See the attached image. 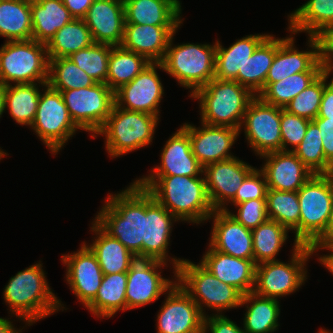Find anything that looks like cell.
Listing matches in <instances>:
<instances>
[{
  "instance_id": "cell-35",
  "label": "cell",
  "mask_w": 333,
  "mask_h": 333,
  "mask_svg": "<svg viewBox=\"0 0 333 333\" xmlns=\"http://www.w3.org/2000/svg\"><path fill=\"white\" fill-rule=\"evenodd\" d=\"M127 272L104 274L96 297L86 306L98 318L113 317L118 311L127 310Z\"/></svg>"
},
{
  "instance_id": "cell-59",
  "label": "cell",
  "mask_w": 333,
  "mask_h": 333,
  "mask_svg": "<svg viewBox=\"0 0 333 333\" xmlns=\"http://www.w3.org/2000/svg\"><path fill=\"white\" fill-rule=\"evenodd\" d=\"M7 156L9 154H7L6 152H4L2 149H0V160L4 157V156Z\"/></svg>"
},
{
  "instance_id": "cell-48",
  "label": "cell",
  "mask_w": 333,
  "mask_h": 333,
  "mask_svg": "<svg viewBox=\"0 0 333 333\" xmlns=\"http://www.w3.org/2000/svg\"><path fill=\"white\" fill-rule=\"evenodd\" d=\"M235 206L237 214L227 212L247 229L253 230L268 219L266 199L249 200Z\"/></svg>"
},
{
  "instance_id": "cell-26",
  "label": "cell",
  "mask_w": 333,
  "mask_h": 333,
  "mask_svg": "<svg viewBox=\"0 0 333 333\" xmlns=\"http://www.w3.org/2000/svg\"><path fill=\"white\" fill-rule=\"evenodd\" d=\"M201 264L220 281L234 286L242 294L253 292L255 285L254 259H240L214 250L210 245Z\"/></svg>"
},
{
  "instance_id": "cell-38",
  "label": "cell",
  "mask_w": 333,
  "mask_h": 333,
  "mask_svg": "<svg viewBox=\"0 0 333 333\" xmlns=\"http://www.w3.org/2000/svg\"><path fill=\"white\" fill-rule=\"evenodd\" d=\"M149 64L150 62L140 54L122 46H112L106 84L115 92L122 85L131 82Z\"/></svg>"
},
{
  "instance_id": "cell-47",
  "label": "cell",
  "mask_w": 333,
  "mask_h": 333,
  "mask_svg": "<svg viewBox=\"0 0 333 333\" xmlns=\"http://www.w3.org/2000/svg\"><path fill=\"white\" fill-rule=\"evenodd\" d=\"M310 120L281 111L280 130L282 139V151H294L303 140ZM292 145L289 149L288 146Z\"/></svg>"
},
{
  "instance_id": "cell-54",
  "label": "cell",
  "mask_w": 333,
  "mask_h": 333,
  "mask_svg": "<svg viewBox=\"0 0 333 333\" xmlns=\"http://www.w3.org/2000/svg\"><path fill=\"white\" fill-rule=\"evenodd\" d=\"M75 19H83L94 0H62Z\"/></svg>"
},
{
  "instance_id": "cell-5",
  "label": "cell",
  "mask_w": 333,
  "mask_h": 333,
  "mask_svg": "<svg viewBox=\"0 0 333 333\" xmlns=\"http://www.w3.org/2000/svg\"><path fill=\"white\" fill-rule=\"evenodd\" d=\"M174 35L175 33L161 62L162 70L173 76L182 87L190 88V97L214 79L216 42L212 45L194 43L173 45Z\"/></svg>"
},
{
  "instance_id": "cell-23",
  "label": "cell",
  "mask_w": 333,
  "mask_h": 333,
  "mask_svg": "<svg viewBox=\"0 0 333 333\" xmlns=\"http://www.w3.org/2000/svg\"><path fill=\"white\" fill-rule=\"evenodd\" d=\"M83 20L94 43L121 46L125 29L123 0H94Z\"/></svg>"
},
{
  "instance_id": "cell-10",
  "label": "cell",
  "mask_w": 333,
  "mask_h": 333,
  "mask_svg": "<svg viewBox=\"0 0 333 333\" xmlns=\"http://www.w3.org/2000/svg\"><path fill=\"white\" fill-rule=\"evenodd\" d=\"M300 245L311 246L326 230L333 206V173L314 174L298 191Z\"/></svg>"
},
{
  "instance_id": "cell-27",
  "label": "cell",
  "mask_w": 333,
  "mask_h": 333,
  "mask_svg": "<svg viewBox=\"0 0 333 333\" xmlns=\"http://www.w3.org/2000/svg\"><path fill=\"white\" fill-rule=\"evenodd\" d=\"M179 27L125 24L121 46L140 54L150 63H161L169 41Z\"/></svg>"
},
{
  "instance_id": "cell-15",
  "label": "cell",
  "mask_w": 333,
  "mask_h": 333,
  "mask_svg": "<svg viewBox=\"0 0 333 333\" xmlns=\"http://www.w3.org/2000/svg\"><path fill=\"white\" fill-rule=\"evenodd\" d=\"M178 221L145 189L144 240L142 241V259L170 262L175 270L184 260L169 258L168 246L174 222ZM169 259V260H168ZM171 259V260H170Z\"/></svg>"
},
{
  "instance_id": "cell-4",
  "label": "cell",
  "mask_w": 333,
  "mask_h": 333,
  "mask_svg": "<svg viewBox=\"0 0 333 333\" xmlns=\"http://www.w3.org/2000/svg\"><path fill=\"white\" fill-rule=\"evenodd\" d=\"M190 97L199 100L201 122L240 130L247 107L256 96L237 81L214 78Z\"/></svg>"
},
{
  "instance_id": "cell-56",
  "label": "cell",
  "mask_w": 333,
  "mask_h": 333,
  "mask_svg": "<svg viewBox=\"0 0 333 333\" xmlns=\"http://www.w3.org/2000/svg\"><path fill=\"white\" fill-rule=\"evenodd\" d=\"M331 243H333V206L325 232L313 244H331Z\"/></svg>"
},
{
  "instance_id": "cell-2",
  "label": "cell",
  "mask_w": 333,
  "mask_h": 333,
  "mask_svg": "<svg viewBox=\"0 0 333 333\" xmlns=\"http://www.w3.org/2000/svg\"><path fill=\"white\" fill-rule=\"evenodd\" d=\"M144 216L145 189L134 181L125 190L109 194L94 221L137 259H142Z\"/></svg>"
},
{
  "instance_id": "cell-52",
  "label": "cell",
  "mask_w": 333,
  "mask_h": 333,
  "mask_svg": "<svg viewBox=\"0 0 333 333\" xmlns=\"http://www.w3.org/2000/svg\"><path fill=\"white\" fill-rule=\"evenodd\" d=\"M331 71L325 69V87L323 91L320 109L316 118H327V121H333V77L330 83H326Z\"/></svg>"
},
{
  "instance_id": "cell-39",
  "label": "cell",
  "mask_w": 333,
  "mask_h": 333,
  "mask_svg": "<svg viewBox=\"0 0 333 333\" xmlns=\"http://www.w3.org/2000/svg\"><path fill=\"white\" fill-rule=\"evenodd\" d=\"M93 39L83 19H73L60 30L46 45L48 58L69 57L72 53L90 47Z\"/></svg>"
},
{
  "instance_id": "cell-60",
  "label": "cell",
  "mask_w": 333,
  "mask_h": 333,
  "mask_svg": "<svg viewBox=\"0 0 333 333\" xmlns=\"http://www.w3.org/2000/svg\"><path fill=\"white\" fill-rule=\"evenodd\" d=\"M319 333H333L332 331H327V329H322L319 330Z\"/></svg>"
},
{
  "instance_id": "cell-40",
  "label": "cell",
  "mask_w": 333,
  "mask_h": 333,
  "mask_svg": "<svg viewBox=\"0 0 333 333\" xmlns=\"http://www.w3.org/2000/svg\"><path fill=\"white\" fill-rule=\"evenodd\" d=\"M267 217L295 233L294 242L300 245V204L297 192L268 189L266 193Z\"/></svg>"
},
{
  "instance_id": "cell-16",
  "label": "cell",
  "mask_w": 333,
  "mask_h": 333,
  "mask_svg": "<svg viewBox=\"0 0 333 333\" xmlns=\"http://www.w3.org/2000/svg\"><path fill=\"white\" fill-rule=\"evenodd\" d=\"M167 263L158 260L137 259L127 271V310L145 306L166 294L176 280L162 277L159 268Z\"/></svg>"
},
{
  "instance_id": "cell-43",
  "label": "cell",
  "mask_w": 333,
  "mask_h": 333,
  "mask_svg": "<svg viewBox=\"0 0 333 333\" xmlns=\"http://www.w3.org/2000/svg\"><path fill=\"white\" fill-rule=\"evenodd\" d=\"M96 81L68 57L49 58L47 84L55 90H71L94 85Z\"/></svg>"
},
{
  "instance_id": "cell-49",
  "label": "cell",
  "mask_w": 333,
  "mask_h": 333,
  "mask_svg": "<svg viewBox=\"0 0 333 333\" xmlns=\"http://www.w3.org/2000/svg\"><path fill=\"white\" fill-rule=\"evenodd\" d=\"M268 187L264 173L258 168H254L243 180L235 198L230 202L237 205L255 199H266Z\"/></svg>"
},
{
  "instance_id": "cell-14",
  "label": "cell",
  "mask_w": 333,
  "mask_h": 333,
  "mask_svg": "<svg viewBox=\"0 0 333 333\" xmlns=\"http://www.w3.org/2000/svg\"><path fill=\"white\" fill-rule=\"evenodd\" d=\"M294 40L292 33L289 37H277V51L265 80V88L270 83L278 82L295 73L325 70L320 37L309 36V51H299L294 45Z\"/></svg>"
},
{
  "instance_id": "cell-22",
  "label": "cell",
  "mask_w": 333,
  "mask_h": 333,
  "mask_svg": "<svg viewBox=\"0 0 333 333\" xmlns=\"http://www.w3.org/2000/svg\"><path fill=\"white\" fill-rule=\"evenodd\" d=\"M265 159L260 170L268 189L297 192L314 174L292 151H275L261 155Z\"/></svg>"
},
{
  "instance_id": "cell-31",
  "label": "cell",
  "mask_w": 333,
  "mask_h": 333,
  "mask_svg": "<svg viewBox=\"0 0 333 333\" xmlns=\"http://www.w3.org/2000/svg\"><path fill=\"white\" fill-rule=\"evenodd\" d=\"M32 39L47 45L74 17L62 0H31Z\"/></svg>"
},
{
  "instance_id": "cell-44",
  "label": "cell",
  "mask_w": 333,
  "mask_h": 333,
  "mask_svg": "<svg viewBox=\"0 0 333 333\" xmlns=\"http://www.w3.org/2000/svg\"><path fill=\"white\" fill-rule=\"evenodd\" d=\"M320 134L317 125L310 121L303 140L293 153L313 174H332L333 167L325 160Z\"/></svg>"
},
{
  "instance_id": "cell-51",
  "label": "cell",
  "mask_w": 333,
  "mask_h": 333,
  "mask_svg": "<svg viewBox=\"0 0 333 333\" xmlns=\"http://www.w3.org/2000/svg\"><path fill=\"white\" fill-rule=\"evenodd\" d=\"M312 121L321 132L325 160L333 167V121H327V118H315Z\"/></svg>"
},
{
  "instance_id": "cell-13",
  "label": "cell",
  "mask_w": 333,
  "mask_h": 333,
  "mask_svg": "<svg viewBox=\"0 0 333 333\" xmlns=\"http://www.w3.org/2000/svg\"><path fill=\"white\" fill-rule=\"evenodd\" d=\"M283 109L264 103L258 96L249 103L239 131L244 127L248 145L258 156L282 151L280 119Z\"/></svg>"
},
{
  "instance_id": "cell-7",
  "label": "cell",
  "mask_w": 333,
  "mask_h": 333,
  "mask_svg": "<svg viewBox=\"0 0 333 333\" xmlns=\"http://www.w3.org/2000/svg\"><path fill=\"white\" fill-rule=\"evenodd\" d=\"M182 289L197 303L206 317L203 307H209L222 315V311L240 307L242 293L234 286L216 278L201 263L184 259L176 270L174 277ZM204 311V312H203Z\"/></svg>"
},
{
  "instance_id": "cell-8",
  "label": "cell",
  "mask_w": 333,
  "mask_h": 333,
  "mask_svg": "<svg viewBox=\"0 0 333 333\" xmlns=\"http://www.w3.org/2000/svg\"><path fill=\"white\" fill-rule=\"evenodd\" d=\"M48 69L47 47L34 39L5 41L0 48V81L4 85L38 83L44 88Z\"/></svg>"
},
{
  "instance_id": "cell-19",
  "label": "cell",
  "mask_w": 333,
  "mask_h": 333,
  "mask_svg": "<svg viewBox=\"0 0 333 333\" xmlns=\"http://www.w3.org/2000/svg\"><path fill=\"white\" fill-rule=\"evenodd\" d=\"M254 168L237 157L203 167L207 194L214 210L229 211L225 204L235 198L243 180Z\"/></svg>"
},
{
  "instance_id": "cell-42",
  "label": "cell",
  "mask_w": 333,
  "mask_h": 333,
  "mask_svg": "<svg viewBox=\"0 0 333 333\" xmlns=\"http://www.w3.org/2000/svg\"><path fill=\"white\" fill-rule=\"evenodd\" d=\"M322 72L295 73L278 82L270 83L258 97L267 104L285 106L313 82Z\"/></svg>"
},
{
  "instance_id": "cell-25",
  "label": "cell",
  "mask_w": 333,
  "mask_h": 333,
  "mask_svg": "<svg viewBox=\"0 0 333 333\" xmlns=\"http://www.w3.org/2000/svg\"><path fill=\"white\" fill-rule=\"evenodd\" d=\"M161 164L152 168L148 176H187L203 174V166L193 155L188 131L181 126L163 146Z\"/></svg>"
},
{
  "instance_id": "cell-12",
  "label": "cell",
  "mask_w": 333,
  "mask_h": 333,
  "mask_svg": "<svg viewBox=\"0 0 333 333\" xmlns=\"http://www.w3.org/2000/svg\"><path fill=\"white\" fill-rule=\"evenodd\" d=\"M73 122L92 138L102 128L115 104V92L107 84L95 83L90 87L58 90ZM94 134V135H93Z\"/></svg>"
},
{
  "instance_id": "cell-45",
  "label": "cell",
  "mask_w": 333,
  "mask_h": 333,
  "mask_svg": "<svg viewBox=\"0 0 333 333\" xmlns=\"http://www.w3.org/2000/svg\"><path fill=\"white\" fill-rule=\"evenodd\" d=\"M111 48L112 45L93 43L88 48L72 53L68 58L97 83L106 84Z\"/></svg>"
},
{
  "instance_id": "cell-46",
  "label": "cell",
  "mask_w": 333,
  "mask_h": 333,
  "mask_svg": "<svg viewBox=\"0 0 333 333\" xmlns=\"http://www.w3.org/2000/svg\"><path fill=\"white\" fill-rule=\"evenodd\" d=\"M325 87V70L284 108L288 113L310 121L318 116Z\"/></svg>"
},
{
  "instance_id": "cell-18",
  "label": "cell",
  "mask_w": 333,
  "mask_h": 333,
  "mask_svg": "<svg viewBox=\"0 0 333 333\" xmlns=\"http://www.w3.org/2000/svg\"><path fill=\"white\" fill-rule=\"evenodd\" d=\"M162 69L161 63H150L131 82L115 91V104L128 111L144 112L160 116L159 104L164 89L157 73Z\"/></svg>"
},
{
  "instance_id": "cell-34",
  "label": "cell",
  "mask_w": 333,
  "mask_h": 333,
  "mask_svg": "<svg viewBox=\"0 0 333 333\" xmlns=\"http://www.w3.org/2000/svg\"><path fill=\"white\" fill-rule=\"evenodd\" d=\"M242 305H247L243 318L244 333H272L278 329L280 315L278 299L249 292L242 295L240 306Z\"/></svg>"
},
{
  "instance_id": "cell-32",
  "label": "cell",
  "mask_w": 333,
  "mask_h": 333,
  "mask_svg": "<svg viewBox=\"0 0 333 333\" xmlns=\"http://www.w3.org/2000/svg\"><path fill=\"white\" fill-rule=\"evenodd\" d=\"M288 17L292 34L306 32L320 37L333 26V0H308Z\"/></svg>"
},
{
  "instance_id": "cell-29",
  "label": "cell",
  "mask_w": 333,
  "mask_h": 333,
  "mask_svg": "<svg viewBox=\"0 0 333 333\" xmlns=\"http://www.w3.org/2000/svg\"><path fill=\"white\" fill-rule=\"evenodd\" d=\"M91 231L95 233L93 243L87 246L95 254L103 274L127 272L137 257L118 239L111 237L94 220Z\"/></svg>"
},
{
  "instance_id": "cell-20",
  "label": "cell",
  "mask_w": 333,
  "mask_h": 333,
  "mask_svg": "<svg viewBox=\"0 0 333 333\" xmlns=\"http://www.w3.org/2000/svg\"><path fill=\"white\" fill-rule=\"evenodd\" d=\"M61 258L67 267L65 279L70 289L86 307L96 297L104 276L95 254L83 242L77 252Z\"/></svg>"
},
{
  "instance_id": "cell-37",
  "label": "cell",
  "mask_w": 333,
  "mask_h": 333,
  "mask_svg": "<svg viewBox=\"0 0 333 333\" xmlns=\"http://www.w3.org/2000/svg\"><path fill=\"white\" fill-rule=\"evenodd\" d=\"M38 87L37 83L6 85L4 111L8 108L16 123L31 127L41 93Z\"/></svg>"
},
{
  "instance_id": "cell-3",
  "label": "cell",
  "mask_w": 333,
  "mask_h": 333,
  "mask_svg": "<svg viewBox=\"0 0 333 333\" xmlns=\"http://www.w3.org/2000/svg\"><path fill=\"white\" fill-rule=\"evenodd\" d=\"M40 263L41 261L19 271L10 278L3 290V298L9 305L11 315L26 321L28 326L65 309L52 292Z\"/></svg>"
},
{
  "instance_id": "cell-28",
  "label": "cell",
  "mask_w": 333,
  "mask_h": 333,
  "mask_svg": "<svg viewBox=\"0 0 333 333\" xmlns=\"http://www.w3.org/2000/svg\"><path fill=\"white\" fill-rule=\"evenodd\" d=\"M125 24L180 26L179 0H123Z\"/></svg>"
},
{
  "instance_id": "cell-41",
  "label": "cell",
  "mask_w": 333,
  "mask_h": 333,
  "mask_svg": "<svg viewBox=\"0 0 333 333\" xmlns=\"http://www.w3.org/2000/svg\"><path fill=\"white\" fill-rule=\"evenodd\" d=\"M288 232L285 226L270 219L251 230L254 263L277 261L275 256L288 239Z\"/></svg>"
},
{
  "instance_id": "cell-57",
  "label": "cell",
  "mask_w": 333,
  "mask_h": 333,
  "mask_svg": "<svg viewBox=\"0 0 333 333\" xmlns=\"http://www.w3.org/2000/svg\"><path fill=\"white\" fill-rule=\"evenodd\" d=\"M22 333V329H16L14 328V325L12 322L6 318L0 317V333Z\"/></svg>"
},
{
  "instance_id": "cell-53",
  "label": "cell",
  "mask_w": 333,
  "mask_h": 333,
  "mask_svg": "<svg viewBox=\"0 0 333 333\" xmlns=\"http://www.w3.org/2000/svg\"><path fill=\"white\" fill-rule=\"evenodd\" d=\"M322 59L324 67L333 72V26L330 27L322 36Z\"/></svg>"
},
{
  "instance_id": "cell-6",
  "label": "cell",
  "mask_w": 333,
  "mask_h": 333,
  "mask_svg": "<svg viewBox=\"0 0 333 333\" xmlns=\"http://www.w3.org/2000/svg\"><path fill=\"white\" fill-rule=\"evenodd\" d=\"M159 117L128 111L114 104L110 115L96 135L105 136V148L112 157H120L148 146L154 139Z\"/></svg>"
},
{
  "instance_id": "cell-17",
  "label": "cell",
  "mask_w": 333,
  "mask_h": 333,
  "mask_svg": "<svg viewBox=\"0 0 333 333\" xmlns=\"http://www.w3.org/2000/svg\"><path fill=\"white\" fill-rule=\"evenodd\" d=\"M157 314V333H204V318L197 303L176 282Z\"/></svg>"
},
{
  "instance_id": "cell-58",
  "label": "cell",
  "mask_w": 333,
  "mask_h": 333,
  "mask_svg": "<svg viewBox=\"0 0 333 333\" xmlns=\"http://www.w3.org/2000/svg\"><path fill=\"white\" fill-rule=\"evenodd\" d=\"M6 85L0 81V118L4 111V96H5Z\"/></svg>"
},
{
  "instance_id": "cell-36",
  "label": "cell",
  "mask_w": 333,
  "mask_h": 333,
  "mask_svg": "<svg viewBox=\"0 0 333 333\" xmlns=\"http://www.w3.org/2000/svg\"><path fill=\"white\" fill-rule=\"evenodd\" d=\"M0 36L6 41L32 39L31 0H0Z\"/></svg>"
},
{
  "instance_id": "cell-21",
  "label": "cell",
  "mask_w": 333,
  "mask_h": 333,
  "mask_svg": "<svg viewBox=\"0 0 333 333\" xmlns=\"http://www.w3.org/2000/svg\"><path fill=\"white\" fill-rule=\"evenodd\" d=\"M201 126L199 128L193 124H183L189 134L193 155L203 167L235 157L230 149L241 133L238 129L203 122Z\"/></svg>"
},
{
  "instance_id": "cell-24",
  "label": "cell",
  "mask_w": 333,
  "mask_h": 333,
  "mask_svg": "<svg viewBox=\"0 0 333 333\" xmlns=\"http://www.w3.org/2000/svg\"><path fill=\"white\" fill-rule=\"evenodd\" d=\"M209 245L219 252L240 259H254L252 233L239 223L229 212L215 210Z\"/></svg>"
},
{
  "instance_id": "cell-33",
  "label": "cell",
  "mask_w": 333,
  "mask_h": 333,
  "mask_svg": "<svg viewBox=\"0 0 333 333\" xmlns=\"http://www.w3.org/2000/svg\"><path fill=\"white\" fill-rule=\"evenodd\" d=\"M277 51V38L268 35L238 71L236 81L258 96L265 89V80Z\"/></svg>"
},
{
  "instance_id": "cell-50",
  "label": "cell",
  "mask_w": 333,
  "mask_h": 333,
  "mask_svg": "<svg viewBox=\"0 0 333 333\" xmlns=\"http://www.w3.org/2000/svg\"><path fill=\"white\" fill-rule=\"evenodd\" d=\"M244 333L243 329L224 314L206 316L204 318V333Z\"/></svg>"
},
{
  "instance_id": "cell-11",
  "label": "cell",
  "mask_w": 333,
  "mask_h": 333,
  "mask_svg": "<svg viewBox=\"0 0 333 333\" xmlns=\"http://www.w3.org/2000/svg\"><path fill=\"white\" fill-rule=\"evenodd\" d=\"M43 91V94L40 93L31 129L49 151L56 155L80 128L73 122L61 93L48 84Z\"/></svg>"
},
{
  "instance_id": "cell-30",
  "label": "cell",
  "mask_w": 333,
  "mask_h": 333,
  "mask_svg": "<svg viewBox=\"0 0 333 333\" xmlns=\"http://www.w3.org/2000/svg\"><path fill=\"white\" fill-rule=\"evenodd\" d=\"M268 35L250 34L242 39H237L228 48H224L220 41L216 40L214 78L236 81L238 71H242L244 63Z\"/></svg>"
},
{
  "instance_id": "cell-55",
  "label": "cell",
  "mask_w": 333,
  "mask_h": 333,
  "mask_svg": "<svg viewBox=\"0 0 333 333\" xmlns=\"http://www.w3.org/2000/svg\"><path fill=\"white\" fill-rule=\"evenodd\" d=\"M315 254V252H318V250H324L327 249L328 251L330 250V254H326L323 256L321 255L318 257V260L320 261L321 265H324V267L327 268V270L333 274V243L331 244H312L310 246Z\"/></svg>"
},
{
  "instance_id": "cell-1",
  "label": "cell",
  "mask_w": 333,
  "mask_h": 333,
  "mask_svg": "<svg viewBox=\"0 0 333 333\" xmlns=\"http://www.w3.org/2000/svg\"><path fill=\"white\" fill-rule=\"evenodd\" d=\"M135 182L178 221L204 223L215 211L207 194L204 174L201 177L143 176Z\"/></svg>"
},
{
  "instance_id": "cell-9",
  "label": "cell",
  "mask_w": 333,
  "mask_h": 333,
  "mask_svg": "<svg viewBox=\"0 0 333 333\" xmlns=\"http://www.w3.org/2000/svg\"><path fill=\"white\" fill-rule=\"evenodd\" d=\"M289 263L267 261L256 265L253 292L262 297L281 298L296 292L306 281V262L313 256L310 246L294 242Z\"/></svg>"
}]
</instances>
